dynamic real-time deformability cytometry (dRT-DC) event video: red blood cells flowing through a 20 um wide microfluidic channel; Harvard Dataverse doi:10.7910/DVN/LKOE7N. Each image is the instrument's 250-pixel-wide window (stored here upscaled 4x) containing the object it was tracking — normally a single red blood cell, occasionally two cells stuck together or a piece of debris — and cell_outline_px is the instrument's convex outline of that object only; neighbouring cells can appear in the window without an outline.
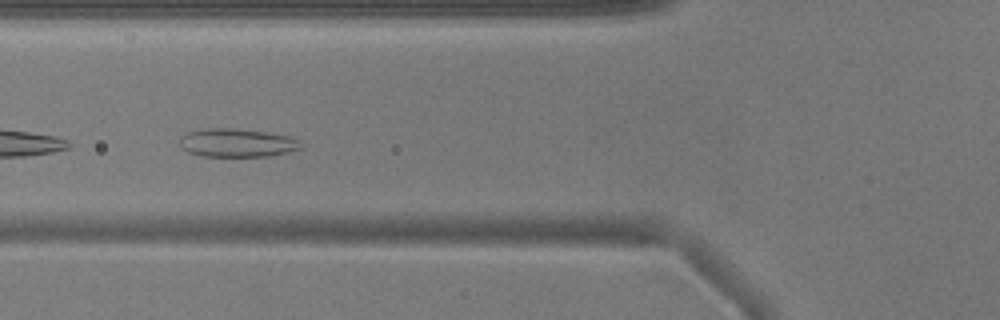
{"species": "common noctule bat (a hibernating species)", "species_latin": "Nyctalus noctula", "temperature_condition": "warm", "stored_images_in_passage": 30, "camera_frame_rate_fps": 3000, "um_per_image_px": 0.085, "animal": {"sex": "male", "body_mass_g": 17.9}, "frame": {"image": 1, "passage_image": 5, "time_ms": 1.333, "image_size_px": [1000, 320], "cell_outline_px": [[300, 148], [288, 152], [272, 156], [200, 156], [188, 152], [180, 148], [180, 136], [188, 132], [208, 128], [228, 128], [264, 132], [292, 136], [300, 144]], "centroid_in_image_um": [20.1, 12.15], "position_along_channel_um": 105.7, "area_um2": 19.94}}
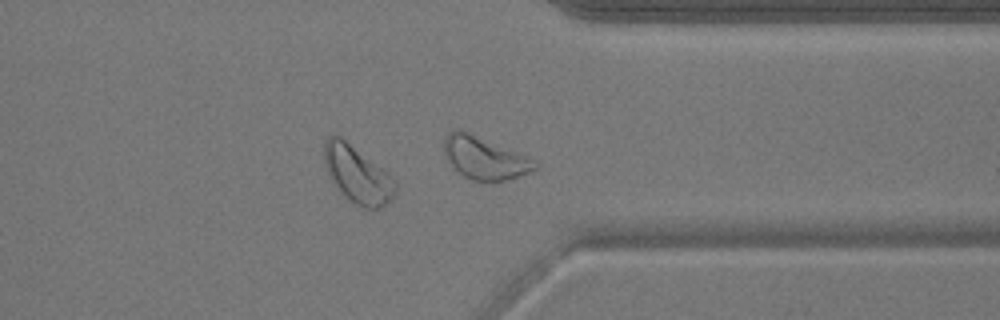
{"frame": {"image": 2, "passage_image": 26, "time_ms": 8.333, "image_size_px": [1000, 320], "cell_outline_px": [[396, 192], [380, 208], [364, 208], [356, 204], [336, 184], [328, 172], [324, 160], [324, 140], [328, 136], [340, 136], [388, 172], [396, 184]], "centroid_in_image_um": [30.39, 14.79], "position_along_channel_um": 381.0, "area_um2": 22.72}, "authors_computed_cell_mechanics": {"area_um2": 18.8717, "velocity_mm_per_s": 3.8002, "shape_relaxation_time_tau1_ms": 4.5103, "shape_relaxation_time_tau2_ms": 1.9731, "deformation_change_tau1": 0.0596, "deformation_change_tau2": 0.099}}